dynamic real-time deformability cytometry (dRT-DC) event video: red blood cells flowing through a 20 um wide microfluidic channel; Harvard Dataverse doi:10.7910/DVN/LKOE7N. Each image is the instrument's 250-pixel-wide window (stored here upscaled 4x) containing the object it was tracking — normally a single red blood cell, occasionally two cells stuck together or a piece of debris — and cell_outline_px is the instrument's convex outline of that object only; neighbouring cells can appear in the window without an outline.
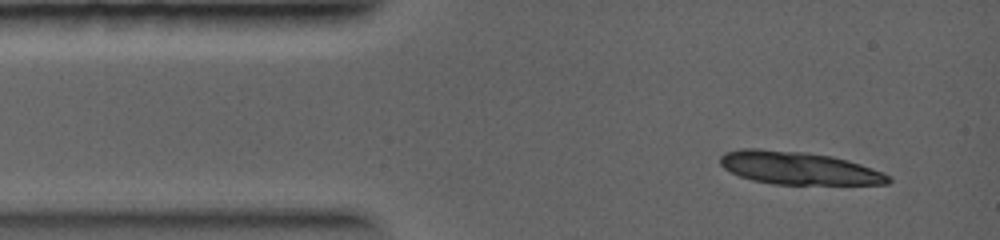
{"species": "common noctule bat (a hibernating species)", "species_latin": "Nyctalus noctula", "temperature_condition": "warm", "stored_images_in_passage": 1, "camera_frame_rate_fps": 5000, "um_per_image_px": 0.085, "animal": {"sex": "female", "body_mass_g": 19.0, "forearm_length_mm": 56.7}, "frame": {"image": 1, "passage_image": 1, "time_ms": 0.0, "image_size_px": [1000, 240], "cell_outline_px": [[892, 180], [888, 184], [772, 184], [752, 180], [740, 176], [724, 168], [720, 164], [720, 156], [724, 152], [740, 148], [756, 148], [808, 152], [832, 156], [848, 160], [872, 168], [892, 176]], "centroid_in_image_um": [67.87, 14.27], "position_along_channel_um": 17.1, "area_um2": 32.37}}